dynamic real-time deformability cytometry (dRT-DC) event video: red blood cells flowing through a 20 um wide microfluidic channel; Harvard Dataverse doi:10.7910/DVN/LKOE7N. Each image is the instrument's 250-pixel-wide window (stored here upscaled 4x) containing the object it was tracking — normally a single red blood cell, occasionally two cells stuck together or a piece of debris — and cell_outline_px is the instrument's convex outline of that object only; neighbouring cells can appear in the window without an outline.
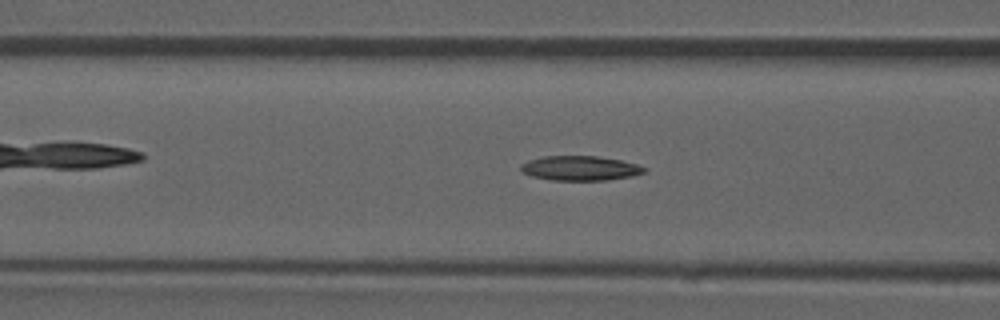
{"species": "common noctule bat (a hibernating species)", "species_latin": "Nyctalus noctula", "temperature_condition": "room temperature", "stored_images_in_passage": 44, "camera_frame_rate_fps": 3000, "um_per_image_px": 0.085, "animal": {"sex": "male", "forearm_length_mm": 52.5}, "frame": {"image": 1, "passage_image": 19, "time_ms": 6.0, "image_size_px": [1000, 320], "cell_outline_px": [[648, 168], [644, 172], [632, 176], [608, 180], [552, 180], [532, 176], [520, 172], [520, 164], [528, 160], [544, 156], [596, 156], [620, 160], [636, 164]], "centroid_in_image_um": [49.28, 14.3], "position_along_channel_um": 117.3, "area_um2": 17.74}}